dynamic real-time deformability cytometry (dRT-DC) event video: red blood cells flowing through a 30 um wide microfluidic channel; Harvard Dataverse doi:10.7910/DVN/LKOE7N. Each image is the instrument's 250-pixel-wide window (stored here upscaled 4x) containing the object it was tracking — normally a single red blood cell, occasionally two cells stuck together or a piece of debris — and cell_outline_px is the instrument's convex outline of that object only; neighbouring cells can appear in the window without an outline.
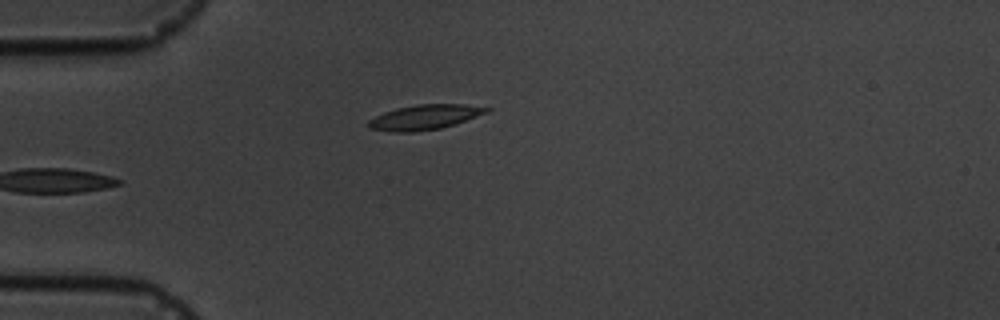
{"species": "common noctule bat (a hibernating species)", "species_latin": "Nyctalus noctula", "temperature_condition": "cold", "stored_images_in_passage": 8, "camera_frame_rate_fps": 3000, "um_per_image_px": 0.085, "animal": {"sex": "male", "body_mass_g": 19.5, "forearm_length_mm": 54.6}, "frame": {"image": 1, "passage_image": 6, "time_ms": 6.333, "image_size_px": [1000, 320], "cell_outline_px": [[492, 108], [488, 112], [440, 128], [412, 132], [392, 132], [368, 128], [368, 120], [384, 112], [396, 108], [416, 104], [464, 104]], "centroid_in_image_um": [36.05, 9.95], "position_along_channel_um": 48.9, "area_um2": 16.94}}
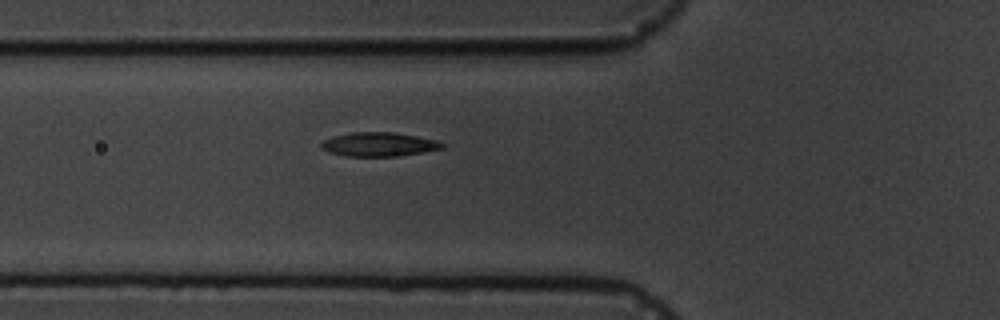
{"frame": {"image": 2, "passage_image": 8, "time_ms": 8.0, "image_size_px": [1000, 320], "cell_outline_px": [[444, 148], [400, 156], [348, 156], [328, 152], [320, 148], [320, 144], [324, 140], [332, 136], [352, 132], [392, 132], [416, 136], [436, 140], [444, 144]], "centroid_in_image_um": [32.17, 12.27], "position_along_channel_um": 93.6, "area_um2": 16.88}}